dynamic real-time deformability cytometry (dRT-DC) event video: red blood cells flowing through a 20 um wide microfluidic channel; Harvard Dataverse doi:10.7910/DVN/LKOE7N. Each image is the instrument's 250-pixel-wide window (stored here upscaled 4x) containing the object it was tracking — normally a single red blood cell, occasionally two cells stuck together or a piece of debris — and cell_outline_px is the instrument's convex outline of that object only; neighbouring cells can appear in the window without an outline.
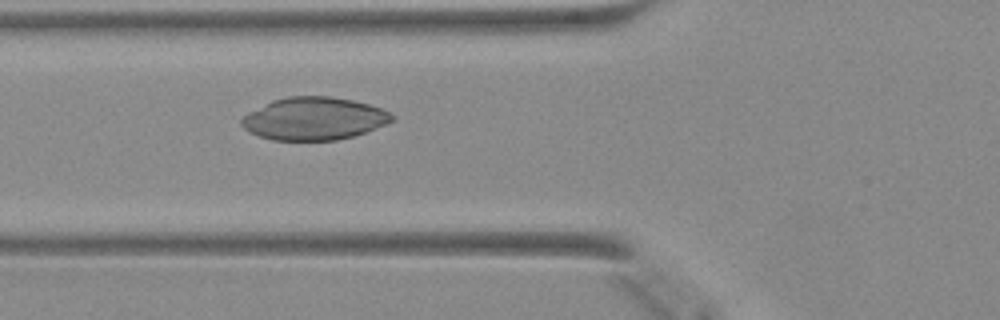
{"species": "Egyptian fruit bat (a non-hibernating species)", "species_latin": "Rousettus aegyptiacus", "temperature_condition": "warm", "stored_images_in_passage": 48, "camera_frame_rate_fps": 3000, "um_per_image_px": 0.085, "animal": {"sex": "female"}, "frame": {"image": 1, "passage_image": 18, "time_ms": 5.667, "image_size_px": [1000, 320], "cell_outline_px": [[396, 116], [388, 124], [352, 136], [336, 140], [272, 140], [248, 132], [240, 124], [240, 120], [248, 112], [272, 100], [288, 96], [332, 96], [352, 100], [368, 104], [380, 108]], "centroid_in_image_um": [26.67, 10.08], "position_along_channel_um": 99.1, "area_um2": 37.4}}
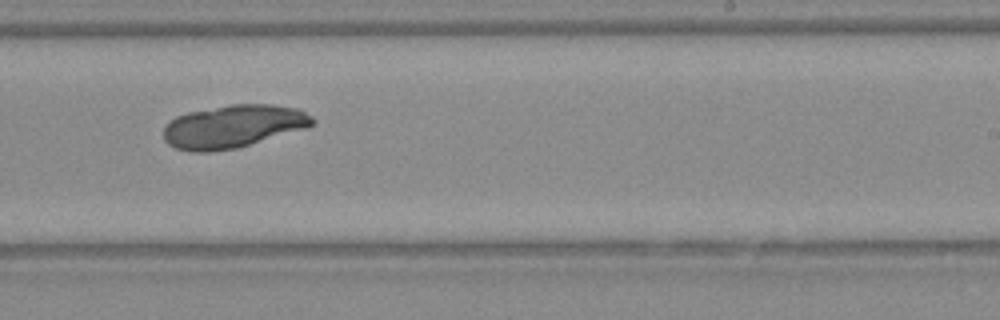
{"frame": {"image": 2, "passage_image": 30, "time_ms": 9.667, "image_size_px": [1000, 320], "cell_outline_px": [[316, 120], [312, 124], [304, 128], [236, 148], [208, 152], [192, 152], [176, 148], [168, 144], [164, 140], [164, 128], [176, 116], [188, 112], [232, 104], [272, 104], [300, 108], [312, 116]], "centroid_in_image_um": [19.82, 10.73], "position_along_channel_um": 269.2, "area_um2": 36.99}}
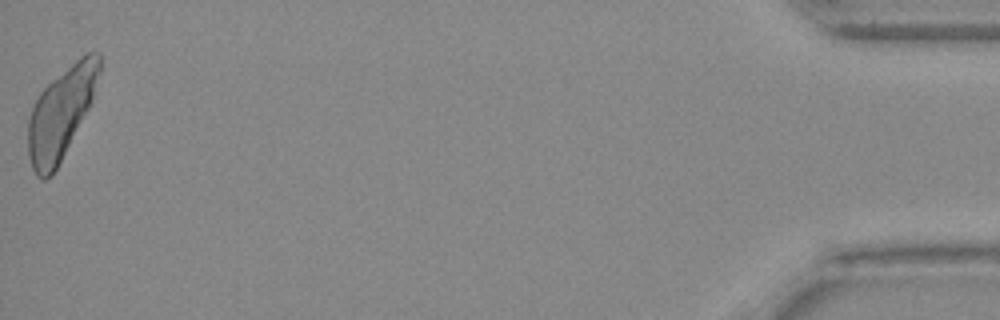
{"frame": {"image": 3, "passage_image": 48, "time_ms": 15.667, "image_size_px": [1000, 320], "cell_outline_px": [[100, 68], [92, 100], [88, 108], [52, 176], [44, 180], [36, 176], [32, 168], [28, 156], [28, 120], [32, 108], [40, 92], [52, 80], [80, 56], [88, 52], [100, 52]], "centroid_in_image_um": [5.16, 9.62], "position_along_channel_um": 430.0, "area_um2": 37.11}}